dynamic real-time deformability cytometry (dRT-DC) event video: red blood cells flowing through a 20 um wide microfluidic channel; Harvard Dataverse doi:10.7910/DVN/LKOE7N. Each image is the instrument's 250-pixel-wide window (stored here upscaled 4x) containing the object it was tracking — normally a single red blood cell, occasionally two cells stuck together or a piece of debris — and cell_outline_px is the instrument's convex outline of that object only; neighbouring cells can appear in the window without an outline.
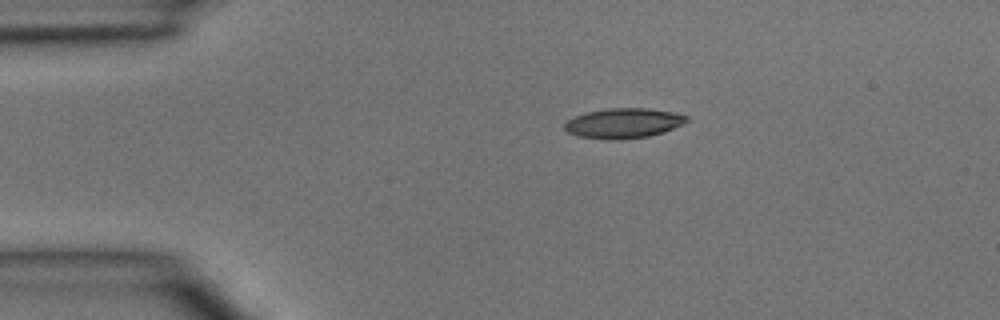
{"species": "common noctule bat (a hibernating species)", "species_latin": "Nyctalus noctula", "temperature_condition": "room temperature", "stored_images_in_passage": 3, "camera_frame_rate_fps": 3000, "um_per_image_px": 0.085, "animal": {"sex": "male", "body_mass_g": 15.6}, "frame": {"image": 1, "passage_image": 1, "time_ms": 0.0, "image_size_px": [1000, 320], "cell_outline_px": [[688, 120], [684, 124], [664, 132], [648, 136], [620, 140], [608, 140], [580, 136], [568, 132], [564, 128], [564, 124], [568, 120], [576, 116], [588, 112], [608, 108], [648, 108], [672, 112], [688, 116]], "centroid_in_image_um": [53.02, 10.47], "position_along_channel_um": 32.0, "area_um2": 21.27}}
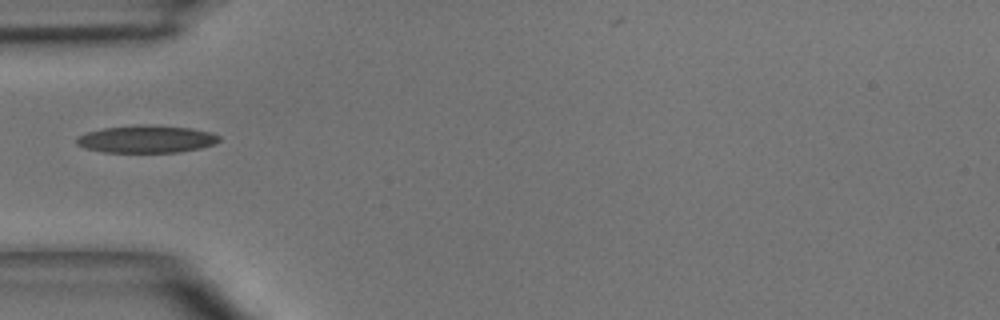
{"frame": {"image": 2, "passage_image": 3, "time_ms": 2.0, "image_size_px": [1000, 320], "cell_outline_px": [[220, 140], [216, 144], [200, 148], [180, 152], [104, 152], [84, 148], [76, 144], [76, 136], [88, 132], [104, 128], [140, 124], [152, 124], [188, 128], [212, 132], [220, 136]], "centroid_in_image_um": [12.45, 11.82], "position_along_channel_um": 72.5, "area_um2": 23.0}}